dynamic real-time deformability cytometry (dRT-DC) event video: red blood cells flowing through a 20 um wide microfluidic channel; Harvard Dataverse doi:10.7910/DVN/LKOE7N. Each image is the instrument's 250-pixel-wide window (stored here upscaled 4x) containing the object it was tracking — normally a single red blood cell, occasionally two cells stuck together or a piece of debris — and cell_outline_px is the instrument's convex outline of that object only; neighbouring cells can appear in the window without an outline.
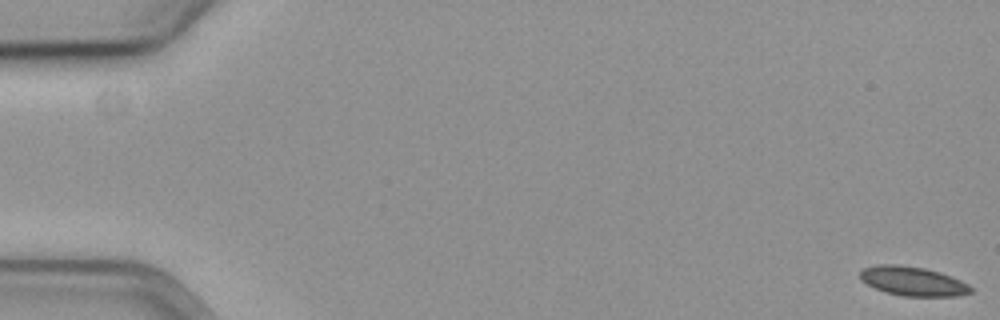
{"species": "common noctule bat (a hibernating species)", "species_latin": "Nyctalus noctula", "temperature_condition": "cold", "stored_images_in_passage": 59, "camera_frame_rate_fps": 3000, "um_per_image_px": 0.085, "animal": {"sex": "female", "body_mass_g": 19.3, "forearm_length_mm": 54.1}, "frame": {"image": 1, "passage_image": 1, "time_ms": 0.0, "image_size_px": [1000, 320], "cell_outline_px": [[972, 292], [956, 296], [904, 296], [884, 292], [860, 280], [860, 272], [864, 268], [876, 264], [896, 264], [924, 268], [940, 272], [952, 276], [968, 284], [972, 288]], "centroid_in_image_um": [77.59, 23.9], "position_along_channel_um": 7.4, "area_um2": 18.84}}
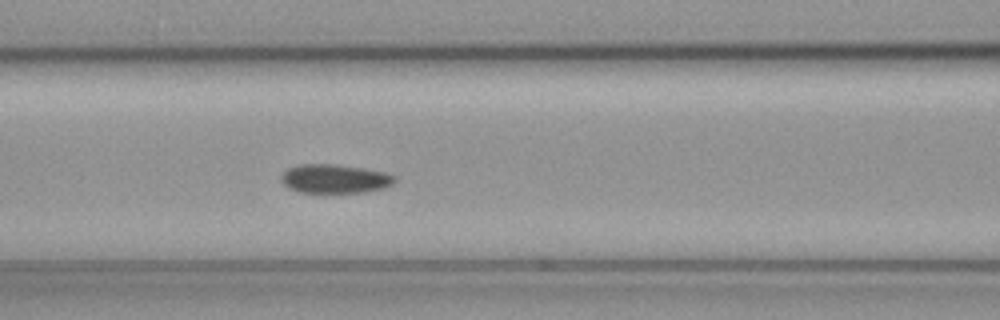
{"frame": {"image": 2, "passage_image": 26, "time_ms": 8.333, "image_size_px": [1000, 320], "cell_outline_px": [[396, 180], [392, 184], [384, 188], [364, 192], [300, 192], [288, 188], [280, 180], [280, 176], [288, 168], [300, 164], [332, 164], [360, 168], [384, 172], [396, 176]], "centroid_in_image_um": [28.43, 15.19], "position_along_channel_um": 138.2, "area_um2": 18.96}}
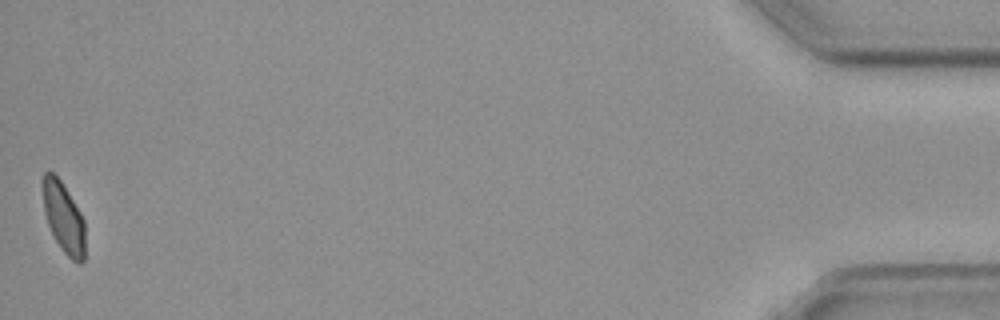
{"frame": {"image": 3, "passage_image": 59, "time_ms": 19.333, "image_size_px": [1000, 320], "cell_outline_px": [[84, 260], [80, 264], [76, 264], [60, 248], [48, 224], [44, 212], [40, 180], [44, 172], [52, 172], [60, 180], [68, 192], [80, 212], [84, 220]], "centroid_in_image_um": [5.37, 18.47], "position_along_channel_um": 429.8, "area_um2": 17.51}, "authors_computed_cell_mechanics": {"area_um2": 19.1318, "velocity_mm_per_s": 3.5621, "shape_relaxation_time_tau1_ms": 5.6872, "shape_relaxation_time_tau2_ms": null, "deformation_change_tau1": 0.0834, "deformation_change_tau2": null}}